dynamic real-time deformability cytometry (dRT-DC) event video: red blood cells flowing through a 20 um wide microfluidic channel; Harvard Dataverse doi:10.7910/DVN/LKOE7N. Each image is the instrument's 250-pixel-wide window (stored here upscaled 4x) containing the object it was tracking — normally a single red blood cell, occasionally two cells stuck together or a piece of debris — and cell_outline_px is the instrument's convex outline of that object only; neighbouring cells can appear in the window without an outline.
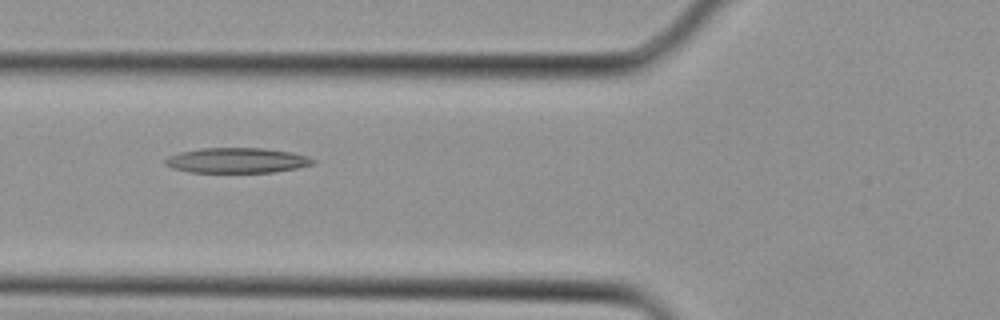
{"species": "Egyptian fruit bat (a non-hibernating species)", "species_latin": "Rousettus aegyptiacus", "temperature_condition": "cold", "stored_images_in_passage": 4, "camera_frame_rate_fps": 3000, "um_per_image_px": 0.085, "animal": {"sex": "female"}, "frame": {"image": 1, "passage_image": 4, "time_ms": 1.0, "image_size_px": [1000, 320], "cell_outline_px": [[316, 160], [312, 164], [296, 168], [272, 172], [188, 172], [172, 168], [164, 164], [164, 160], [168, 156], [180, 152], [200, 148], [264, 148], [292, 152], [308, 156]], "centroid_in_image_um": [20.11, 13.63], "position_along_channel_um": 105.7, "area_um2": 21.68}}